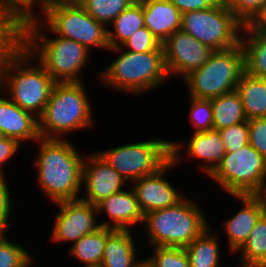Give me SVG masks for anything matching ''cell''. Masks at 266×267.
<instances>
[{"instance_id": "cell-37", "label": "cell", "mask_w": 266, "mask_h": 267, "mask_svg": "<svg viewBox=\"0 0 266 267\" xmlns=\"http://www.w3.org/2000/svg\"><path fill=\"white\" fill-rule=\"evenodd\" d=\"M249 144L266 159V118H254L247 121Z\"/></svg>"}, {"instance_id": "cell-9", "label": "cell", "mask_w": 266, "mask_h": 267, "mask_svg": "<svg viewBox=\"0 0 266 267\" xmlns=\"http://www.w3.org/2000/svg\"><path fill=\"white\" fill-rule=\"evenodd\" d=\"M243 23L219 1L216 5L182 14L181 29L213 51L233 48L240 43Z\"/></svg>"}, {"instance_id": "cell-38", "label": "cell", "mask_w": 266, "mask_h": 267, "mask_svg": "<svg viewBox=\"0 0 266 267\" xmlns=\"http://www.w3.org/2000/svg\"><path fill=\"white\" fill-rule=\"evenodd\" d=\"M10 189L5 177H0V234H5L9 227V216L11 215Z\"/></svg>"}, {"instance_id": "cell-6", "label": "cell", "mask_w": 266, "mask_h": 267, "mask_svg": "<svg viewBox=\"0 0 266 267\" xmlns=\"http://www.w3.org/2000/svg\"><path fill=\"white\" fill-rule=\"evenodd\" d=\"M184 197L176 205L144 215L148 243L153 247L188 246L209 224L198 203Z\"/></svg>"}, {"instance_id": "cell-33", "label": "cell", "mask_w": 266, "mask_h": 267, "mask_svg": "<svg viewBox=\"0 0 266 267\" xmlns=\"http://www.w3.org/2000/svg\"><path fill=\"white\" fill-rule=\"evenodd\" d=\"M149 260L155 267H190L187 253L182 247H154Z\"/></svg>"}, {"instance_id": "cell-11", "label": "cell", "mask_w": 266, "mask_h": 267, "mask_svg": "<svg viewBox=\"0 0 266 267\" xmlns=\"http://www.w3.org/2000/svg\"><path fill=\"white\" fill-rule=\"evenodd\" d=\"M210 178L230 195H254L266 179V159L247 144L226 152Z\"/></svg>"}, {"instance_id": "cell-34", "label": "cell", "mask_w": 266, "mask_h": 267, "mask_svg": "<svg viewBox=\"0 0 266 267\" xmlns=\"http://www.w3.org/2000/svg\"><path fill=\"white\" fill-rule=\"evenodd\" d=\"M121 47L135 53L163 51L162 44L147 27L137 30Z\"/></svg>"}, {"instance_id": "cell-32", "label": "cell", "mask_w": 266, "mask_h": 267, "mask_svg": "<svg viewBox=\"0 0 266 267\" xmlns=\"http://www.w3.org/2000/svg\"><path fill=\"white\" fill-rule=\"evenodd\" d=\"M190 100V122L196 132L213 130V113L211 99H199L189 96Z\"/></svg>"}, {"instance_id": "cell-3", "label": "cell", "mask_w": 266, "mask_h": 267, "mask_svg": "<svg viewBox=\"0 0 266 267\" xmlns=\"http://www.w3.org/2000/svg\"><path fill=\"white\" fill-rule=\"evenodd\" d=\"M35 158L38 186L53 203L80 199L84 156L66 139L40 138Z\"/></svg>"}, {"instance_id": "cell-20", "label": "cell", "mask_w": 266, "mask_h": 267, "mask_svg": "<svg viewBox=\"0 0 266 267\" xmlns=\"http://www.w3.org/2000/svg\"><path fill=\"white\" fill-rule=\"evenodd\" d=\"M185 147L187 157L203 161L201 171L210 176L222 162L226 149L218 130L194 132Z\"/></svg>"}, {"instance_id": "cell-7", "label": "cell", "mask_w": 266, "mask_h": 267, "mask_svg": "<svg viewBox=\"0 0 266 267\" xmlns=\"http://www.w3.org/2000/svg\"><path fill=\"white\" fill-rule=\"evenodd\" d=\"M244 72V51L239 43L233 48L214 51L202 67L188 74L183 81L188 86L189 96L212 99L236 91Z\"/></svg>"}, {"instance_id": "cell-41", "label": "cell", "mask_w": 266, "mask_h": 267, "mask_svg": "<svg viewBox=\"0 0 266 267\" xmlns=\"http://www.w3.org/2000/svg\"><path fill=\"white\" fill-rule=\"evenodd\" d=\"M249 25L257 32L266 34V5L249 23Z\"/></svg>"}, {"instance_id": "cell-24", "label": "cell", "mask_w": 266, "mask_h": 267, "mask_svg": "<svg viewBox=\"0 0 266 267\" xmlns=\"http://www.w3.org/2000/svg\"><path fill=\"white\" fill-rule=\"evenodd\" d=\"M110 24L114 27V32L107 28L109 47H120L137 30L145 27L142 3L137 0L129 8L120 13Z\"/></svg>"}, {"instance_id": "cell-12", "label": "cell", "mask_w": 266, "mask_h": 267, "mask_svg": "<svg viewBox=\"0 0 266 267\" xmlns=\"http://www.w3.org/2000/svg\"><path fill=\"white\" fill-rule=\"evenodd\" d=\"M171 160L162 167L158 172L149 176L141 177L134 183L132 189L136 195V199L142 212L145 214L158 209H164L176 205L184 196L181 195L170 183L165 179L166 171L169 168L180 163V149L182 143L171 142ZM164 177V179H163Z\"/></svg>"}, {"instance_id": "cell-29", "label": "cell", "mask_w": 266, "mask_h": 267, "mask_svg": "<svg viewBox=\"0 0 266 267\" xmlns=\"http://www.w3.org/2000/svg\"><path fill=\"white\" fill-rule=\"evenodd\" d=\"M36 2L43 11L47 0H0V19L16 33L24 24L38 18L32 12Z\"/></svg>"}, {"instance_id": "cell-45", "label": "cell", "mask_w": 266, "mask_h": 267, "mask_svg": "<svg viewBox=\"0 0 266 267\" xmlns=\"http://www.w3.org/2000/svg\"><path fill=\"white\" fill-rule=\"evenodd\" d=\"M2 137H4V136L2 135V133H1V131H0V139H1Z\"/></svg>"}, {"instance_id": "cell-26", "label": "cell", "mask_w": 266, "mask_h": 267, "mask_svg": "<svg viewBox=\"0 0 266 267\" xmlns=\"http://www.w3.org/2000/svg\"><path fill=\"white\" fill-rule=\"evenodd\" d=\"M213 130H221L248 121L240 95L233 91L211 99Z\"/></svg>"}, {"instance_id": "cell-43", "label": "cell", "mask_w": 266, "mask_h": 267, "mask_svg": "<svg viewBox=\"0 0 266 267\" xmlns=\"http://www.w3.org/2000/svg\"><path fill=\"white\" fill-rule=\"evenodd\" d=\"M135 267H155L151 261L147 258L144 260H140Z\"/></svg>"}, {"instance_id": "cell-14", "label": "cell", "mask_w": 266, "mask_h": 267, "mask_svg": "<svg viewBox=\"0 0 266 267\" xmlns=\"http://www.w3.org/2000/svg\"><path fill=\"white\" fill-rule=\"evenodd\" d=\"M60 212L56 213L55 225L51 238L59 243L71 241L75 243L84 235L97 231L101 225L96 219L97 207L81 199L56 203Z\"/></svg>"}, {"instance_id": "cell-40", "label": "cell", "mask_w": 266, "mask_h": 267, "mask_svg": "<svg viewBox=\"0 0 266 267\" xmlns=\"http://www.w3.org/2000/svg\"><path fill=\"white\" fill-rule=\"evenodd\" d=\"M183 14L188 11H197L216 5L218 0H170Z\"/></svg>"}, {"instance_id": "cell-1", "label": "cell", "mask_w": 266, "mask_h": 267, "mask_svg": "<svg viewBox=\"0 0 266 267\" xmlns=\"http://www.w3.org/2000/svg\"><path fill=\"white\" fill-rule=\"evenodd\" d=\"M55 84L44 67L16 38L1 51L0 89L23 110L39 118Z\"/></svg>"}, {"instance_id": "cell-35", "label": "cell", "mask_w": 266, "mask_h": 267, "mask_svg": "<svg viewBox=\"0 0 266 267\" xmlns=\"http://www.w3.org/2000/svg\"><path fill=\"white\" fill-rule=\"evenodd\" d=\"M224 142L226 152H235L249 144L247 121L218 130Z\"/></svg>"}, {"instance_id": "cell-4", "label": "cell", "mask_w": 266, "mask_h": 267, "mask_svg": "<svg viewBox=\"0 0 266 267\" xmlns=\"http://www.w3.org/2000/svg\"><path fill=\"white\" fill-rule=\"evenodd\" d=\"M81 82H56L42 115L38 118L40 138L61 139V135L91 127L93 110Z\"/></svg>"}, {"instance_id": "cell-27", "label": "cell", "mask_w": 266, "mask_h": 267, "mask_svg": "<svg viewBox=\"0 0 266 267\" xmlns=\"http://www.w3.org/2000/svg\"><path fill=\"white\" fill-rule=\"evenodd\" d=\"M210 226L206 228L184 249L187 253L190 267H219V240L212 235Z\"/></svg>"}, {"instance_id": "cell-31", "label": "cell", "mask_w": 266, "mask_h": 267, "mask_svg": "<svg viewBox=\"0 0 266 267\" xmlns=\"http://www.w3.org/2000/svg\"><path fill=\"white\" fill-rule=\"evenodd\" d=\"M0 234V267H30L33 259L29 251Z\"/></svg>"}, {"instance_id": "cell-8", "label": "cell", "mask_w": 266, "mask_h": 267, "mask_svg": "<svg viewBox=\"0 0 266 267\" xmlns=\"http://www.w3.org/2000/svg\"><path fill=\"white\" fill-rule=\"evenodd\" d=\"M42 14L45 15L43 26L49 28V32L74 40L89 52L91 47L106 50L110 48L107 38L108 27L96 21L81 4L47 0Z\"/></svg>"}, {"instance_id": "cell-2", "label": "cell", "mask_w": 266, "mask_h": 267, "mask_svg": "<svg viewBox=\"0 0 266 267\" xmlns=\"http://www.w3.org/2000/svg\"><path fill=\"white\" fill-rule=\"evenodd\" d=\"M42 16L24 24L15 38L44 67L55 82H81L80 72L88 62L90 52L80 43L43 34Z\"/></svg>"}, {"instance_id": "cell-44", "label": "cell", "mask_w": 266, "mask_h": 267, "mask_svg": "<svg viewBox=\"0 0 266 267\" xmlns=\"http://www.w3.org/2000/svg\"><path fill=\"white\" fill-rule=\"evenodd\" d=\"M60 1H63V2H66V3H81L83 0H60Z\"/></svg>"}, {"instance_id": "cell-13", "label": "cell", "mask_w": 266, "mask_h": 267, "mask_svg": "<svg viewBox=\"0 0 266 267\" xmlns=\"http://www.w3.org/2000/svg\"><path fill=\"white\" fill-rule=\"evenodd\" d=\"M167 73L185 78L202 67L214 52L182 29L174 32L162 43Z\"/></svg>"}, {"instance_id": "cell-21", "label": "cell", "mask_w": 266, "mask_h": 267, "mask_svg": "<svg viewBox=\"0 0 266 267\" xmlns=\"http://www.w3.org/2000/svg\"><path fill=\"white\" fill-rule=\"evenodd\" d=\"M131 230L116 229L107 239L101 267H135V243Z\"/></svg>"}, {"instance_id": "cell-17", "label": "cell", "mask_w": 266, "mask_h": 267, "mask_svg": "<svg viewBox=\"0 0 266 267\" xmlns=\"http://www.w3.org/2000/svg\"><path fill=\"white\" fill-rule=\"evenodd\" d=\"M232 197L239 199L244 205L224 223L228 247L230 252L235 254L248 239L264 209L254 195H232Z\"/></svg>"}, {"instance_id": "cell-39", "label": "cell", "mask_w": 266, "mask_h": 267, "mask_svg": "<svg viewBox=\"0 0 266 267\" xmlns=\"http://www.w3.org/2000/svg\"><path fill=\"white\" fill-rule=\"evenodd\" d=\"M20 143L9 137L0 139V177H5L4 168L2 167L5 161L11 158L20 149Z\"/></svg>"}, {"instance_id": "cell-23", "label": "cell", "mask_w": 266, "mask_h": 267, "mask_svg": "<svg viewBox=\"0 0 266 267\" xmlns=\"http://www.w3.org/2000/svg\"><path fill=\"white\" fill-rule=\"evenodd\" d=\"M236 92L241 97L248 120L266 118V79L244 72L240 77Z\"/></svg>"}, {"instance_id": "cell-42", "label": "cell", "mask_w": 266, "mask_h": 267, "mask_svg": "<svg viewBox=\"0 0 266 267\" xmlns=\"http://www.w3.org/2000/svg\"><path fill=\"white\" fill-rule=\"evenodd\" d=\"M254 196L259 200L261 206L264 209V212L266 213V179L261 184L260 188L254 194Z\"/></svg>"}, {"instance_id": "cell-36", "label": "cell", "mask_w": 266, "mask_h": 267, "mask_svg": "<svg viewBox=\"0 0 266 267\" xmlns=\"http://www.w3.org/2000/svg\"><path fill=\"white\" fill-rule=\"evenodd\" d=\"M225 3L243 24H249L266 5V0H226Z\"/></svg>"}, {"instance_id": "cell-16", "label": "cell", "mask_w": 266, "mask_h": 267, "mask_svg": "<svg viewBox=\"0 0 266 267\" xmlns=\"http://www.w3.org/2000/svg\"><path fill=\"white\" fill-rule=\"evenodd\" d=\"M96 207L98 214L106 212L104 214H108L112 221L111 223L110 221L100 222L101 227L130 230V225L144 222V213L132 188L112 194L100 201Z\"/></svg>"}, {"instance_id": "cell-22", "label": "cell", "mask_w": 266, "mask_h": 267, "mask_svg": "<svg viewBox=\"0 0 266 267\" xmlns=\"http://www.w3.org/2000/svg\"><path fill=\"white\" fill-rule=\"evenodd\" d=\"M242 32L247 33V37L242 33L240 40L244 51L245 72L266 79V34L257 32L249 24L243 25Z\"/></svg>"}, {"instance_id": "cell-10", "label": "cell", "mask_w": 266, "mask_h": 267, "mask_svg": "<svg viewBox=\"0 0 266 267\" xmlns=\"http://www.w3.org/2000/svg\"><path fill=\"white\" fill-rule=\"evenodd\" d=\"M127 182L158 172L171 160V144L164 138L125 144L97 152Z\"/></svg>"}, {"instance_id": "cell-15", "label": "cell", "mask_w": 266, "mask_h": 267, "mask_svg": "<svg viewBox=\"0 0 266 267\" xmlns=\"http://www.w3.org/2000/svg\"><path fill=\"white\" fill-rule=\"evenodd\" d=\"M82 169V185L85 186V202L97 205L112 194L122 191L125 179L114 170L98 153L86 155ZM86 161V162H85Z\"/></svg>"}, {"instance_id": "cell-25", "label": "cell", "mask_w": 266, "mask_h": 267, "mask_svg": "<svg viewBox=\"0 0 266 267\" xmlns=\"http://www.w3.org/2000/svg\"><path fill=\"white\" fill-rule=\"evenodd\" d=\"M115 230L110 227H100L94 233L84 235L78 241L72 243L71 255L82 261L85 267L100 266L106 241Z\"/></svg>"}, {"instance_id": "cell-5", "label": "cell", "mask_w": 266, "mask_h": 267, "mask_svg": "<svg viewBox=\"0 0 266 267\" xmlns=\"http://www.w3.org/2000/svg\"><path fill=\"white\" fill-rule=\"evenodd\" d=\"M108 50L121 51L117 59L98 74L101 82L110 89L139 95L149 89H156L169 77L163 51L135 53L125 49L123 52L121 46Z\"/></svg>"}, {"instance_id": "cell-30", "label": "cell", "mask_w": 266, "mask_h": 267, "mask_svg": "<svg viewBox=\"0 0 266 267\" xmlns=\"http://www.w3.org/2000/svg\"><path fill=\"white\" fill-rule=\"evenodd\" d=\"M137 0H83L80 4L96 21L106 27L120 13L129 8Z\"/></svg>"}, {"instance_id": "cell-19", "label": "cell", "mask_w": 266, "mask_h": 267, "mask_svg": "<svg viewBox=\"0 0 266 267\" xmlns=\"http://www.w3.org/2000/svg\"><path fill=\"white\" fill-rule=\"evenodd\" d=\"M143 6L145 27L162 44L182 27V13L170 0H139Z\"/></svg>"}, {"instance_id": "cell-28", "label": "cell", "mask_w": 266, "mask_h": 267, "mask_svg": "<svg viewBox=\"0 0 266 267\" xmlns=\"http://www.w3.org/2000/svg\"><path fill=\"white\" fill-rule=\"evenodd\" d=\"M241 267H266V213L257 220L248 239L237 251Z\"/></svg>"}, {"instance_id": "cell-18", "label": "cell", "mask_w": 266, "mask_h": 267, "mask_svg": "<svg viewBox=\"0 0 266 267\" xmlns=\"http://www.w3.org/2000/svg\"><path fill=\"white\" fill-rule=\"evenodd\" d=\"M0 131L4 137L21 142L40 139L38 118L23 110L6 96L0 97Z\"/></svg>"}]
</instances>
